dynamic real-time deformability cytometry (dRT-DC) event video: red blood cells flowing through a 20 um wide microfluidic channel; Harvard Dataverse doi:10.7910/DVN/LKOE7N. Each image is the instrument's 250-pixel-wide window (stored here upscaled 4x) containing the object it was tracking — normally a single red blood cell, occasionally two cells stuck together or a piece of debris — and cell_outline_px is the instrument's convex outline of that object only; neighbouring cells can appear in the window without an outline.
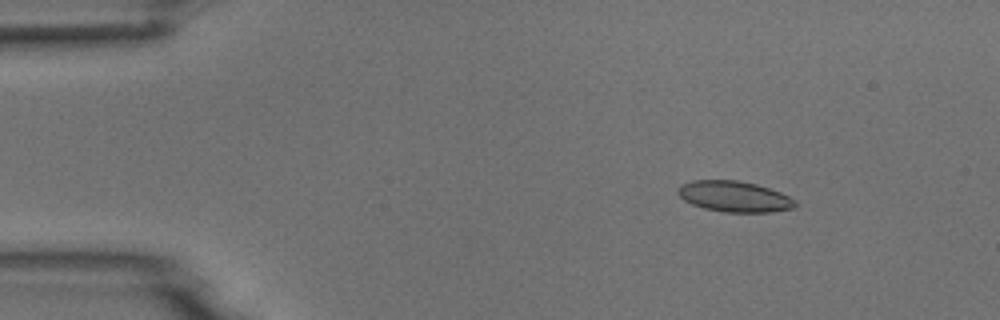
{"species": "common noctule bat (a hibernating species)", "species_latin": "Nyctalus noctula", "temperature_condition": "room temperature", "stored_images_in_passage": 5, "camera_frame_rate_fps": 3000, "um_per_image_px": 0.085, "animal": {"sex": "male", "body_mass_g": 18.8}, "frame": {"image": 1, "passage_image": 3, "time_ms": 2.333, "image_size_px": [1000, 320], "cell_outline_px": [[796, 204], [792, 208], [772, 212], [724, 212], [704, 208], [692, 204], [684, 200], [676, 192], [680, 184], [692, 180], [740, 180], [756, 184], [780, 192], [796, 200]], "centroid_in_image_um": [62.39, 16.69], "position_along_channel_um": 22.6, "area_um2": 21.1}}